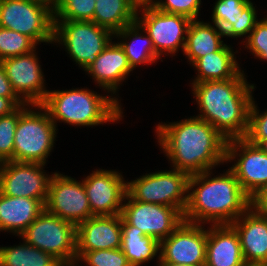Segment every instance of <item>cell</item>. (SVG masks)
Wrapping results in <instances>:
<instances>
[{
	"label": "cell",
	"mask_w": 267,
	"mask_h": 266,
	"mask_svg": "<svg viewBox=\"0 0 267 266\" xmlns=\"http://www.w3.org/2000/svg\"><path fill=\"white\" fill-rule=\"evenodd\" d=\"M30 104L19 106L15 111L0 117V163L13 161L14 134L20 114Z\"/></svg>",
	"instance_id": "32"
},
{
	"label": "cell",
	"mask_w": 267,
	"mask_h": 266,
	"mask_svg": "<svg viewBox=\"0 0 267 266\" xmlns=\"http://www.w3.org/2000/svg\"><path fill=\"white\" fill-rule=\"evenodd\" d=\"M142 7V8H141ZM142 12L136 21L150 36L155 53L160 57L163 52L176 53L180 46L182 51L185 47L188 26L191 20L182 15L164 13L157 10L152 5H142L138 7ZM185 35V36H184Z\"/></svg>",
	"instance_id": "12"
},
{
	"label": "cell",
	"mask_w": 267,
	"mask_h": 266,
	"mask_svg": "<svg viewBox=\"0 0 267 266\" xmlns=\"http://www.w3.org/2000/svg\"><path fill=\"white\" fill-rule=\"evenodd\" d=\"M31 106L44 112L26 108L20 114L14 134L13 161L45 165L56 140V124L41 104Z\"/></svg>",
	"instance_id": "5"
},
{
	"label": "cell",
	"mask_w": 267,
	"mask_h": 266,
	"mask_svg": "<svg viewBox=\"0 0 267 266\" xmlns=\"http://www.w3.org/2000/svg\"><path fill=\"white\" fill-rule=\"evenodd\" d=\"M159 266H185V265H176V264H158Z\"/></svg>",
	"instance_id": "43"
},
{
	"label": "cell",
	"mask_w": 267,
	"mask_h": 266,
	"mask_svg": "<svg viewBox=\"0 0 267 266\" xmlns=\"http://www.w3.org/2000/svg\"><path fill=\"white\" fill-rule=\"evenodd\" d=\"M250 207L255 211L267 213V183L250 198Z\"/></svg>",
	"instance_id": "37"
},
{
	"label": "cell",
	"mask_w": 267,
	"mask_h": 266,
	"mask_svg": "<svg viewBox=\"0 0 267 266\" xmlns=\"http://www.w3.org/2000/svg\"><path fill=\"white\" fill-rule=\"evenodd\" d=\"M122 216H92L76 226L77 259L94 250L120 249Z\"/></svg>",
	"instance_id": "18"
},
{
	"label": "cell",
	"mask_w": 267,
	"mask_h": 266,
	"mask_svg": "<svg viewBox=\"0 0 267 266\" xmlns=\"http://www.w3.org/2000/svg\"><path fill=\"white\" fill-rule=\"evenodd\" d=\"M29 245L52 254L64 266H75L76 226L44 210L20 235Z\"/></svg>",
	"instance_id": "6"
},
{
	"label": "cell",
	"mask_w": 267,
	"mask_h": 266,
	"mask_svg": "<svg viewBox=\"0 0 267 266\" xmlns=\"http://www.w3.org/2000/svg\"><path fill=\"white\" fill-rule=\"evenodd\" d=\"M248 142L257 145L264 153L267 154V139L264 140H247Z\"/></svg>",
	"instance_id": "40"
},
{
	"label": "cell",
	"mask_w": 267,
	"mask_h": 266,
	"mask_svg": "<svg viewBox=\"0 0 267 266\" xmlns=\"http://www.w3.org/2000/svg\"><path fill=\"white\" fill-rule=\"evenodd\" d=\"M95 3V0H61L53 9L54 21H93Z\"/></svg>",
	"instance_id": "30"
},
{
	"label": "cell",
	"mask_w": 267,
	"mask_h": 266,
	"mask_svg": "<svg viewBox=\"0 0 267 266\" xmlns=\"http://www.w3.org/2000/svg\"><path fill=\"white\" fill-rule=\"evenodd\" d=\"M30 1L38 2V3H42V0H30Z\"/></svg>",
	"instance_id": "45"
},
{
	"label": "cell",
	"mask_w": 267,
	"mask_h": 266,
	"mask_svg": "<svg viewBox=\"0 0 267 266\" xmlns=\"http://www.w3.org/2000/svg\"><path fill=\"white\" fill-rule=\"evenodd\" d=\"M44 164L4 161L0 163V192L11 197L39 199L46 203L52 176L44 174Z\"/></svg>",
	"instance_id": "14"
},
{
	"label": "cell",
	"mask_w": 267,
	"mask_h": 266,
	"mask_svg": "<svg viewBox=\"0 0 267 266\" xmlns=\"http://www.w3.org/2000/svg\"><path fill=\"white\" fill-rule=\"evenodd\" d=\"M141 30L142 27L137 21H135L134 23L124 27L122 30L114 33V36H119L120 38L122 37L127 39L129 36V40L131 37L133 38L131 43H128L127 41L119 43L124 49L129 66L132 70L139 64L154 63L159 58V56L155 53V48L150 36L146 32V36L142 37V34H139V31ZM137 42L140 45L143 43L140 49L136 48Z\"/></svg>",
	"instance_id": "28"
},
{
	"label": "cell",
	"mask_w": 267,
	"mask_h": 266,
	"mask_svg": "<svg viewBox=\"0 0 267 266\" xmlns=\"http://www.w3.org/2000/svg\"><path fill=\"white\" fill-rule=\"evenodd\" d=\"M24 104L22 98H7L0 96V117L12 113L19 106Z\"/></svg>",
	"instance_id": "39"
},
{
	"label": "cell",
	"mask_w": 267,
	"mask_h": 266,
	"mask_svg": "<svg viewBox=\"0 0 267 266\" xmlns=\"http://www.w3.org/2000/svg\"><path fill=\"white\" fill-rule=\"evenodd\" d=\"M207 231L200 224L183 221L160 242L159 264L205 266Z\"/></svg>",
	"instance_id": "11"
},
{
	"label": "cell",
	"mask_w": 267,
	"mask_h": 266,
	"mask_svg": "<svg viewBox=\"0 0 267 266\" xmlns=\"http://www.w3.org/2000/svg\"><path fill=\"white\" fill-rule=\"evenodd\" d=\"M138 6H142V5H152L153 4V0H133Z\"/></svg>",
	"instance_id": "41"
},
{
	"label": "cell",
	"mask_w": 267,
	"mask_h": 266,
	"mask_svg": "<svg viewBox=\"0 0 267 266\" xmlns=\"http://www.w3.org/2000/svg\"><path fill=\"white\" fill-rule=\"evenodd\" d=\"M246 40V47L254 56L267 60V18L256 23Z\"/></svg>",
	"instance_id": "35"
},
{
	"label": "cell",
	"mask_w": 267,
	"mask_h": 266,
	"mask_svg": "<svg viewBox=\"0 0 267 266\" xmlns=\"http://www.w3.org/2000/svg\"><path fill=\"white\" fill-rule=\"evenodd\" d=\"M246 266H267V264H258V265H246Z\"/></svg>",
	"instance_id": "44"
},
{
	"label": "cell",
	"mask_w": 267,
	"mask_h": 266,
	"mask_svg": "<svg viewBox=\"0 0 267 266\" xmlns=\"http://www.w3.org/2000/svg\"><path fill=\"white\" fill-rule=\"evenodd\" d=\"M156 133L160 148L174 169L189 176L226 162L227 139L203 119L192 117L179 123H159Z\"/></svg>",
	"instance_id": "1"
},
{
	"label": "cell",
	"mask_w": 267,
	"mask_h": 266,
	"mask_svg": "<svg viewBox=\"0 0 267 266\" xmlns=\"http://www.w3.org/2000/svg\"><path fill=\"white\" fill-rule=\"evenodd\" d=\"M231 225L238 233L246 265L267 264V213L249 207Z\"/></svg>",
	"instance_id": "19"
},
{
	"label": "cell",
	"mask_w": 267,
	"mask_h": 266,
	"mask_svg": "<svg viewBox=\"0 0 267 266\" xmlns=\"http://www.w3.org/2000/svg\"><path fill=\"white\" fill-rule=\"evenodd\" d=\"M238 155L240 157L237 159L238 162L230 169L234 172L242 190L251 198L267 183V154L245 138L227 140L226 162L234 160Z\"/></svg>",
	"instance_id": "15"
},
{
	"label": "cell",
	"mask_w": 267,
	"mask_h": 266,
	"mask_svg": "<svg viewBox=\"0 0 267 266\" xmlns=\"http://www.w3.org/2000/svg\"><path fill=\"white\" fill-rule=\"evenodd\" d=\"M189 175L173 168L145 174L127 182L126 193L136 201L177 208L182 214L188 202ZM185 194V195H184Z\"/></svg>",
	"instance_id": "7"
},
{
	"label": "cell",
	"mask_w": 267,
	"mask_h": 266,
	"mask_svg": "<svg viewBox=\"0 0 267 266\" xmlns=\"http://www.w3.org/2000/svg\"><path fill=\"white\" fill-rule=\"evenodd\" d=\"M37 43L27 35L0 27V61L36 49Z\"/></svg>",
	"instance_id": "31"
},
{
	"label": "cell",
	"mask_w": 267,
	"mask_h": 266,
	"mask_svg": "<svg viewBox=\"0 0 267 266\" xmlns=\"http://www.w3.org/2000/svg\"><path fill=\"white\" fill-rule=\"evenodd\" d=\"M215 27L196 19L191 20L188 26L183 52L192 65L200 57L211 52H217L225 45L221 40L224 32L218 26L215 25Z\"/></svg>",
	"instance_id": "24"
},
{
	"label": "cell",
	"mask_w": 267,
	"mask_h": 266,
	"mask_svg": "<svg viewBox=\"0 0 267 266\" xmlns=\"http://www.w3.org/2000/svg\"><path fill=\"white\" fill-rule=\"evenodd\" d=\"M121 250L124 252L131 266L152 260L160 249V241L152 236H146L140 229L130 225L122 217Z\"/></svg>",
	"instance_id": "26"
},
{
	"label": "cell",
	"mask_w": 267,
	"mask_h": 266,
	"mask_svg": "<svg viewBox=\"0 0 267 266\" xmlns=\"http://www.w3.org/2000/svg\"><path fill=\"white\" fill-rule=\"evenodd\" d=\"M0 27L39 42H54V11L48 4L30 0H0Z\"/></svg>",
	"instance_id": "9"
},
{
	"label": "cell",
	"mask_w": 267,
	"mask_h": 266,
	"mask_svg": "<svg viewBox=\"0 0 267 266\" xmlns=\"http://www.w3.org/2000/svg\"><path fill=\"white\" fill-rule=\"evenodd\" d=\"M201 0H165L155 1L152 6L164 13L182 15L195 20L199 13Z\"/></svg>",
	"instance_id": "34"
},
{
	"label": "cell",
	"mask_w": 267,
	"mask_h": 266,
	"mask_svg": "<svg viewBox=\"0 0 267 266\" xmlns=\"http://www.w3.org/2000/svg\"><path fill=\"white\" fill-rule=\"evenodd\" d=\"M35 51L1 61L13 90L19 98L22 96L24 103L30 105L42 104L48 93Z\"/></svg>",
	"instance_id": "17"
},
{
	"label": "cell",
	"mask_w": 267,
	"mask_h": 266,
	"mask_svg": "<svg viewBox=\"0 0 267 266\" xmlns=\"http://www.w3.org/2000/svg\"><path fill=\"white\" fill-rule=\"evenodd\" d=\"M114 35L93 21H54L53 41L62 43L84 70L108 46Z\"/></svg>",
	"instance_id": "8"
},
{
	"label": "cell",
	"mask_w": 267,
	"mask_h": 266,
	"mask_svg": "<svg viewBox=\"0 0 267 266\" xmlns=\"http://www.w3.org/2000/svg\"><path fill=\"white\" fill-rule=\"evenodd\" d=\"M231 49L225 44L219 51L200 57L193 64L198 70V75L193 83L236 78L241 70Z\"/></svg>",
	"instance_id": "25"
},
{
	"label": "cell",
	"mask_w": 267,
	"mask_h": 266,
	"mask_svg": "<svg viewBox=\"0 0 267 266\" xmlns=\"http://www.w3.org/2000/svg\"><path fill=\"white\" fill-rule=\"evenodd\" d=\"M93 216L121 214L127 182L111 170H96L83 180Z\"/></svg>",
	"instance_id": "16"
},
{
	"label": "cell",
	"mask_w": 267,
	"mask_h": 266,
	"mask_svg": "<svg viewBox=\"0 0 267 266\" xmlns=\"http://www.w3.org/2000/svg\"><path fill=\"white\" fill-rule=\"evenodd\" d=\"M103 89L116 93L120 82L133 71L120 44L112 43L97 56L96 60L85 69Z\"/></svg>",
	"instance_id": "22"
},
{
	"label": "cell",
	"mask_w": 267,
	"mask_h": 266,
	"mask_svg": "<svg viewBox=\"0 0 267 266\" xmlns=\"http://www.w3.org/2000/svg\"><path fill=\"white\" fill-rule=\"evenodd\" d=\"M211 227L207 230L205 266H246L235 228L231 224Z\"/></svg>",
	"instance_id": "20"
},
{
	"label": "cell",
	"mask_w": 267,
	"mask_h": 266,
	"mask_svg": "<svg viewBox=\"0 0 267 266\" xmlns=\"http://www.w3.org/2000/svg\"><path fill=\"white\" fill-rule=\"evenodd\" d=\"M209 172L206 170L189 177L188 190L192 192L188 191L183 218L197 224L205 221L213 225L231 224L250 207V197L242 190L230 168L226 174L211 179Z\"/></svg>",
	"instance_id": "3"
},
{
	"label": "cell",
	"mask_w": 267,
	"mask_h": 266,
	"mask_svg": "<svg viewBox=\"0 0 267 266\" xmlns=\"http://www.w3.org/2000/svg\"><path fill=\"white\" fill-rule=\"evenodd\" d=\"M138 7L133 0H97L93 22L115 33L136 21Z\"/></svg>",
	"instance_id": "27"
},
{
	"label": "cell",
	"mask_w": 267,
	"mask_h": 266,
	"mask_svg": "<svg viewBox=\"0 0 267 266\" xmlns=\"http://www.w3.org/2000/svg\"><path fill=\"white\" fill-rule=\"evenodd\" d=\"M61 0H42V4H48L50 5L53 9L54 7L60 2Z\"/></svg>",
	"instance_id": "42"
},
{
	"label": "cell",
	"mask_w": 267,
	"mask_h": 266,
	"mask_svg": "<svg viewBox=\"0 0 267 266\" xmlns=\"http://www.w3.org/2000/svg\"><path fill=\"white\" fill-rule=\"evenodd\" d=\"M0 266H64L52 254L26 241L20 246L0 247Z\"/></svg>",
	"instance_id": "29"
},
{
	"label": "cell",
	"mask_w": 267,
	"mask_h": 266,
	"mask_svg": "<svg viewBox=\"0 0 267 266\" xmlns=\"http://www.w3.org/2000/svg\"><path fill=\"white\" fill-rule=\"evenodd\" d=\"M244 138L246 140L267 139V110L259 114L253 100L249 110L248 129Z\"/></svg>",
	"instance_id": "36"
},
{
	"label": "cell",
	"mask_w": 267,
	"mask_h": 266,
	"mask_svg": "<svg viewBox=\"0 0 267 266\" xmlns=\"http://www.w3.org/2000/svg\"><path fill=\"white\" fill-rule=\"evenodd\" d=\"M45 210L39 199L11 197L0 192V231L21 235Z\"/></svg>",
	"instance_id": "23"
},
{
	"label": "cell",
	"mask_w": 267,
	"mask_h": 266,
	"mask_svg": "<svg viewBox=\"0 0 267 266\" xmlns=\"http://www.w3.org/2000/svg\"><path fill=\"white\" fill-rule=\"evenodd\" d=\"M115 97L100 96L87 89L48 91L42 106L51 120H61L71 125L94 126L115 122L122 117V110Z\"/></svg>",
	"instance_id": "4"
},
{
	"label": "cell",
	"mask_w": 267,
	"mask_h": 266,
	"mask_svg": "<svg viewBox=\"0 0 267 266\" xmlns=\"http://www.w3.org/2000/svg\"><path fill=\"white\" fill-rule=\"evenodd\" d=\"M256 15L250 0H218L212 21L224 32V36L236 38L250 34L258 22Z\"/></svg>",
	"instance_id": "21"
},
{
	"label": "cell",
	"mask_w": 267,
	"mask_h": 266,
	"mask_svg": "<svg viewBox=\"0 0 267 266\" xmlns=\"http://www.w3.org/2000/svg\"><path fill=\"white\" fill-rule=\"evenodd\" d=\"M89 266H131L121 249L94 250L84 252L76 261Z\"/></svg>",
	"instance_id": "33"
},
{
	"label": "cell",
	"mask_w": 267,
	"mask_h": 266,
	"mask_svg": "<svg viewBox=\"0 0 267 266\" xmlns=\"http://www.w3.org/2000/svg\"><path fill=\"white\" fill-rule=\"evenodd\" d=\"M244 76L241 72L233 79L192 83L202 113L196 117L207 121L227 140L244 138L247 133L254 85H249Z\"/></svg>",
	"instance_id": "2"
},
{
	"label": "cell",
	"mask_w": 267,
	"mask_h": 266,
	"mask_svg": "<svg viewBox=\"0 0 267 266\" xmlns=\"http://www.w3.org/2000/svg\"><path fill=\"white\" fill-rule=\"evenodd\" d=\"M45 210L75 226L92 217L83 180L78 182L57 172L52 174Z\"/></svg>",
	"instance_id": "10"
},
{
	"label": "cell",
	"mask_w": 267,
	"mask_h": 266,
	"mask_svg": "<svg viewBox=\"0 0 267 266\" xmlns=\"http://www.w3.org/2000/svg\"><path fill=\"white\" fill-rule=\"evenodd\" d=\"M0 96L7 98H19L8 80L4 66L0 61Z\"/></svg>",
	"instance_id": "38"
},
{
	"label": "cell",
	"mask_w": 267,
	"mask_h": 266,
	"mask_svg": "<svg viewBox=\"0 0 267 266\" xmlns=\"http://www.w3.org/2000/svg\"><path fill=\"white\" fill-rule=\"evenodd\" d=\"M124 199L128 202L123 204L121 216L146 236H152L160 242L184 221L183 214L177 208L136 201L127 193Z\"/></svg>",
	"instance_id": "13"
}]
</instances>
